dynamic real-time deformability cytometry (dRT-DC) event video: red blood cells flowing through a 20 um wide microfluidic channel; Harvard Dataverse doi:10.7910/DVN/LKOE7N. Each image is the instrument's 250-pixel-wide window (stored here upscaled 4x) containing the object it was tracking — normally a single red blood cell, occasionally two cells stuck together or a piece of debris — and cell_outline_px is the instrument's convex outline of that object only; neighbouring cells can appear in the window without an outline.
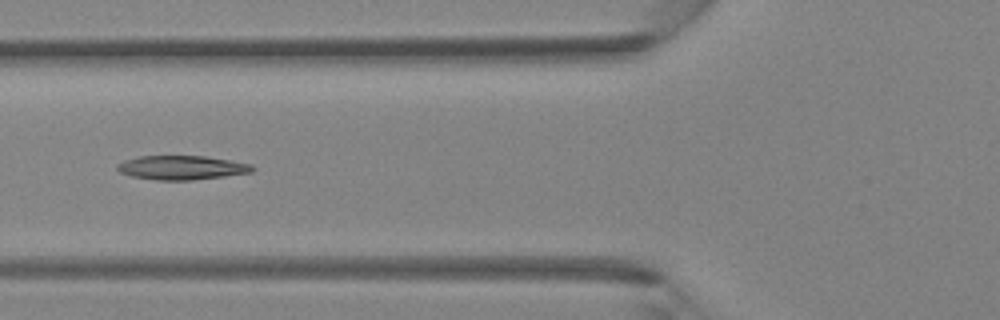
{"species": "Egyptian fruit bat (a non-hibernating species)", "species_latin": "Rousettus aegyptiacus", "temperature_condition": "room temperature", "stored_images_in_passage": 33, "camera_frame_rate_fps": 3000, "um_per_image_px": 0.085, "animal": {"sex": "female"}, "frame": {"image": 1, "passage_image": 8, "time_ms": 2.333, "image_size_px": [1000, 320], "cell_outline_px": [[256, 168], [252, 172], [224, 176], [192, 180], [156, 180], [132, 176], [120, 172], [116, 168], [116, 164], [124, 160], [140, 156], [204, 156], [252, 164]], "centroid_in_image_um": [15.44, 14.25], "position_along_channel_um": 110.4, "area_um2": 18.9}}
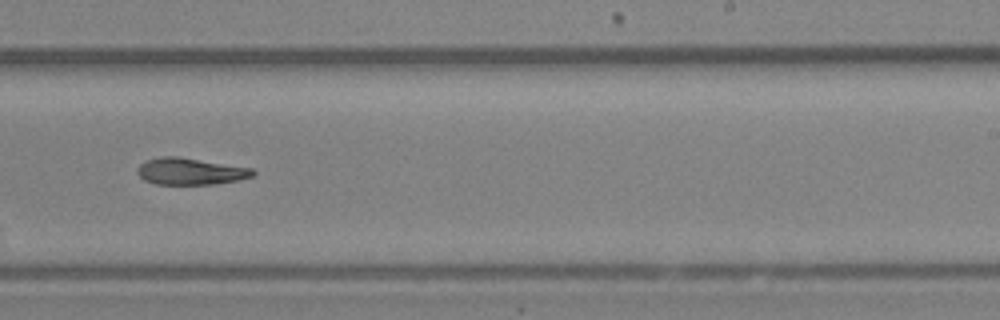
{"frame": {"image": 2, "passage_image": 18, "time_ms": 5.667, "image_size_px": [1000, 320], "cell_outline_px": [[256, 172], [252, 176], [240, 180], [212, 184], [156, 184], [144, 180], [136, 172], [136, 168], [140, 164], [148, 160], [160, 156], [180, 156], [252, 168]], "centroid_in_image_um": [16.17, 14.56], "position_along_channel_um": 272.8, "area_um2": 18.09}}
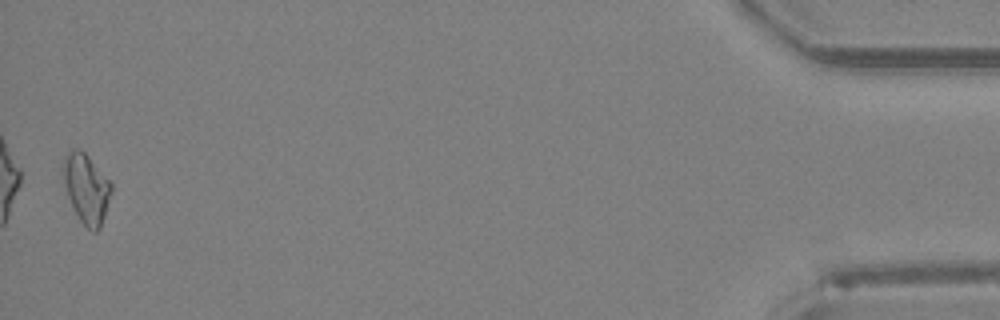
{"frame": {"image": 3, "passage_image": 33, "time_ms": 10.667, "image_size_px": [1000, 320], "cell_outline_px": [[112, 192], [100, 228], [96, 232], [92, 232], [80, 220], [68, 196], [64, 184], [60, 168], [64, 156], [72, 148], [80, 148], [88, 156], [112, 184]], "centroid_in_image_um": [7.31, 15.98], "position_along_channel_um": 427.9, "area_um2": 19.48}}